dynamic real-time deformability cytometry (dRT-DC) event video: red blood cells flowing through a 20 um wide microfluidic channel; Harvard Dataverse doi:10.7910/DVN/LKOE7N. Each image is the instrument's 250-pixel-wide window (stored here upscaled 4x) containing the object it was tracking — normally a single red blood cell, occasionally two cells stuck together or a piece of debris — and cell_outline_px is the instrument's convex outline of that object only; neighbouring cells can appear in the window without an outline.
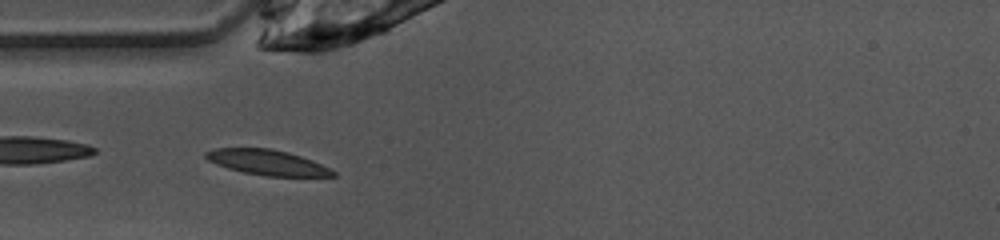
{"species": "common noctule bat (a hibernating species)", "species_latin": "Nyctalus noctula", "temperature_condition": "warm", "stored_images_in_passage": 40, "camera_frame_rate_fps": 3000, "um_per_image_px": 0.085, "animal": {"sex": "female", "body_mass_g": 10.0, "forearm_length_mm": 53.1}, "frame": {"image": 1, "passage_image": 5, "time_ms": 1.333, "image_size_px": [1000, 240], "cell_outline_px": [[336, 176], [268, 176], [244, 172], [228, 168], [216, 164], [208, 160], [204, 156], [204, 152], [216, 148], [268, 148], [288, 152], [312, 160], [336, 172]], "centroid_in_image_um": [22.69, 13.8], "position_along_channel_um": 62.3, "area_um2": 18.5}}
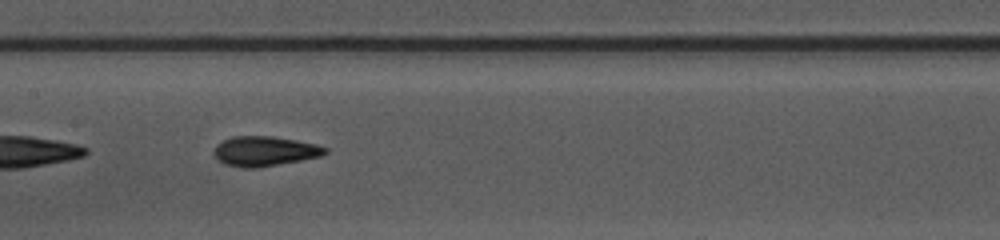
{"frame": {"image": 2, "passage_image": 14, "time_ms": 4.333, "image_size_px": [1000, 240], "cell_outline_px": [[328, 152], [324, 156], [260, 168], [240, 168], [224, 164], [216, 160], [216, 144], [232, 136], [272, 136], [296, 140], [316, 144], [328, 148]], "centroid_in_image_um": [22.53, 12.86], "position_along_channel_um": 184.9, "area_um2": 19.59}}
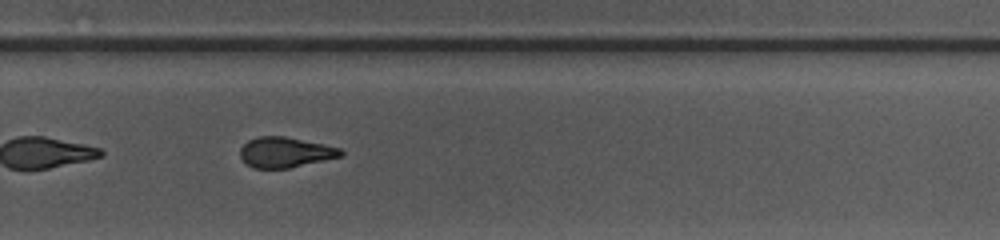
{"frame": {"image": 3, "passage_image": 23, "time_ms": 7.333, "image_size_px": [1000, 240], "cell_outline_px": [[344, 156], [288, 168], [252, 168], [244, 164], [240, 156], [240, 148], [248, 140], [256, 136], [284, 136], [340, 148], [344, 152]], "centroid_in_image_um": [24.21, 12.95], "position_along_channel_um": 305.6, "area_um2": 17.86}, "authors_computed_cell_mechanics": {"area_um2": 18.496, "velocity_mm_per_s": 4.0409, "shape_relaxation_time_tau1_ms": 3.5562, "shape_relaxation_time_tau2_ms": 2.0074, "deformation_change_tau1": 0.1384, "deformation_change_tau2": 0.0933}}